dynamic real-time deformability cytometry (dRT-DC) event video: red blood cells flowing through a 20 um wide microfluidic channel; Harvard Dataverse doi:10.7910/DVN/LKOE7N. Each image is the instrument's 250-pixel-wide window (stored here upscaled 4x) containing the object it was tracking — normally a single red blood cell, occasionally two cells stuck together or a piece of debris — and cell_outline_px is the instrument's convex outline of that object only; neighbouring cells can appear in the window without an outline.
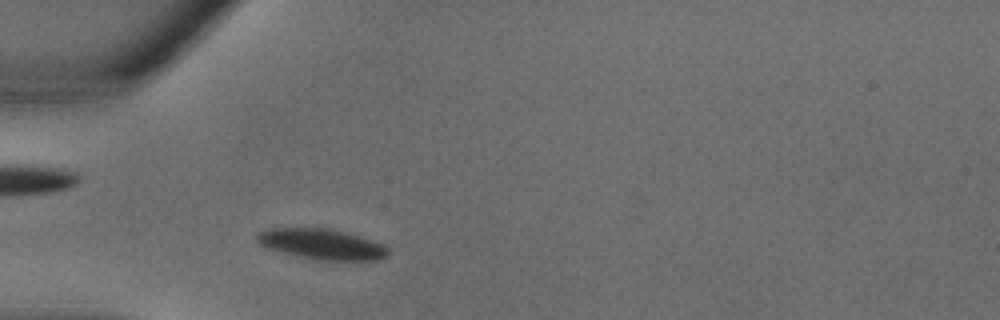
{"species": "common noctule bat (a hibernating species)", "species_latin": "Nyctalus noctula", "temperature_condition": "warm", "stored_images_in_passage": 27, "camera_frame_rate_fps": 3000, "um_per_image_px": 0.085, "animal": {"sex": "male", "body_mass_g": 18.8}, "frame": {"image": 1, "passage_image": 3, "time_ms": 0.667, "image_size_px": [1000, 320], "cell_outline_px": [[388, 252], [384, 256], [376, 260], [320, 260], [300, 256], [284, 252], [260, 244], [256, 240], [256, 232], [268, 228], [328, 228], [348, 232], [384, 244], [388, 248]], "centroid_in_image_um": [27.36, 20.73], "position_along_channel_um": 57.6, "area_um2": 23.06}}
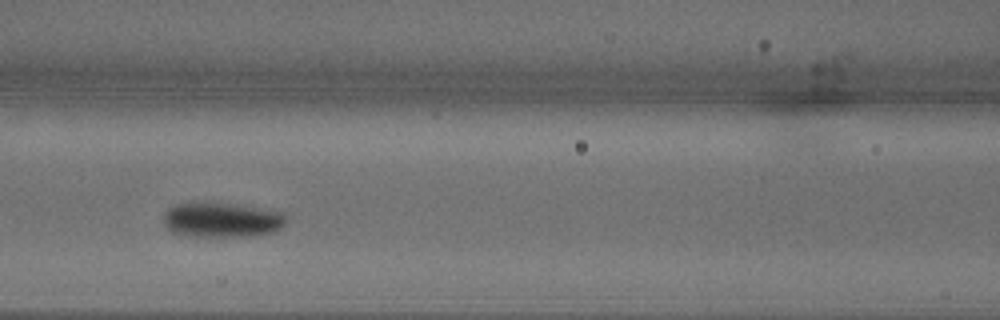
{"frame": {"image": 2, "passage_image": 8, "time_ms": 2.333, "image_size_px": [1000, 320], "cell_outline_px": [[288, 220], [280, 228], [272, 232], [248, 236], [184, 236], [172, 232], [164, 228], [164, 212], [168, 208], [176, 204], [192, 200], [208, 200], [244, 204], [280, 212]], "centroid_in_image_um": [18.77, 18.63], "position_along_channel_um": 147.8, "area_um2": 25.95}}
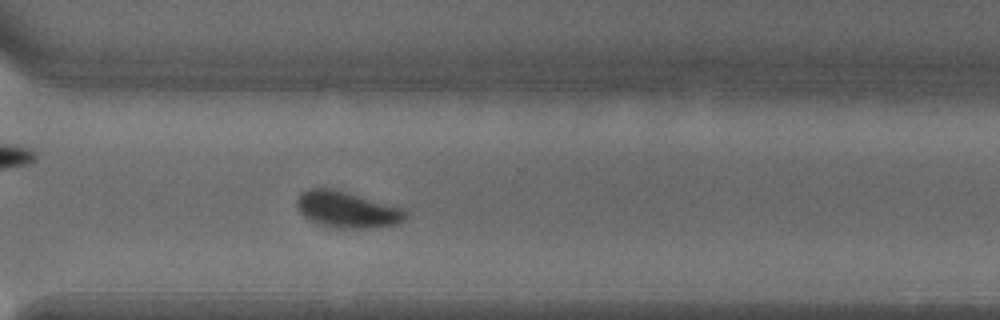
{"frame": {"image": 3, "passage_image": 18, "time_ms": 5.667, "image_size_px": [1000, 320], "cell_outline_px": [[408, 216], [404, 220], [396, 224], [376, 228], [336, 228], [316, 224], [308, 220], [296, 208], [296, 200], [308, 188], [332, 188], [348, 192], [404, 208], [408, 212]], "centroid_in_image_um": [29.52, 17.83], "position_along_channel_um": 341.1, "area_um2": 23.35}}